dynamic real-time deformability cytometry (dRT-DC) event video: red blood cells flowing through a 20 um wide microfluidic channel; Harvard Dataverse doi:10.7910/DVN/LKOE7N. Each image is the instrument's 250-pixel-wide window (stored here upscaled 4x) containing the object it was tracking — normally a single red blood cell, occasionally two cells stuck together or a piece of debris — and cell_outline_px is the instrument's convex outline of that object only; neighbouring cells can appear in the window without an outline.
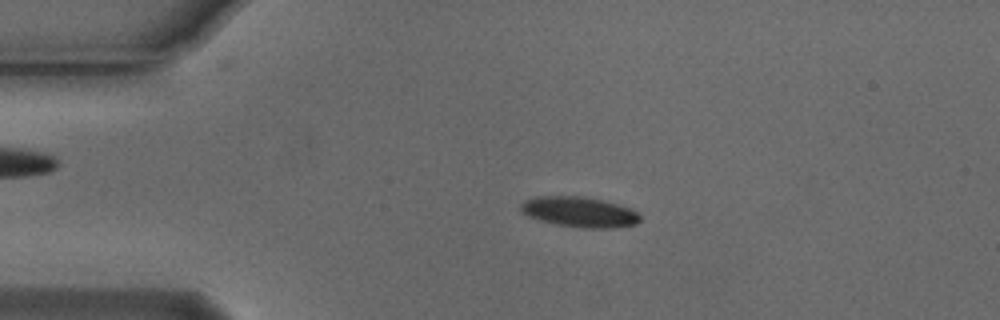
{"species": "Egyptian fruit bat (a non-hibernating species)", "species_latin": "Rousettus aegyptiacus", "temperature_condition": "cold", "stored_images_in_passage": 54, "camera_frame_rate_fps": 3000, "um_per_image_px": 0.085, "animal": {"sex": "male"}, "frame": {"image": 1, "passage_image": 11, "time_ms": 3.333, "image_size_px": [1000, 320], "cell_outline_px": [[640, 220], [636, 224], [612, 228], [580, 228], [556, 224], [540, 220], [528, 216], [520, 212], [520, 204], [524, 200], [536, 196], [580, 196], [604, 200], [632, 208], [640, 216]], "centroid_in_image_um": [49.23, 18.01], "position_along_channel_um": 35.8, "area_um2": 21.27}}
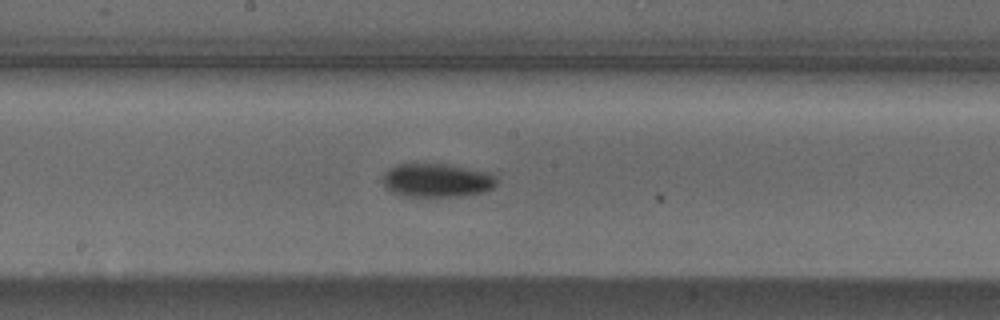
{"frame": {"image": 2, "passage_image": 28, "time_ms": 9.0, "image_size_px": [1000, 320], "cell_outline_px": [[496, 184], [492, 188], [484, 192], [456, 196], [404, 196], [392, 192], [384, 188], [380, 180], [384, 172], [388, 168], [396, 164], [416, 160], [444, 164], [492, 172], [496, 176]], "centroid_in_image_um": [37.04, 15.27], "position_along_channel_um": 211.2, "area_um2": 23.29}}
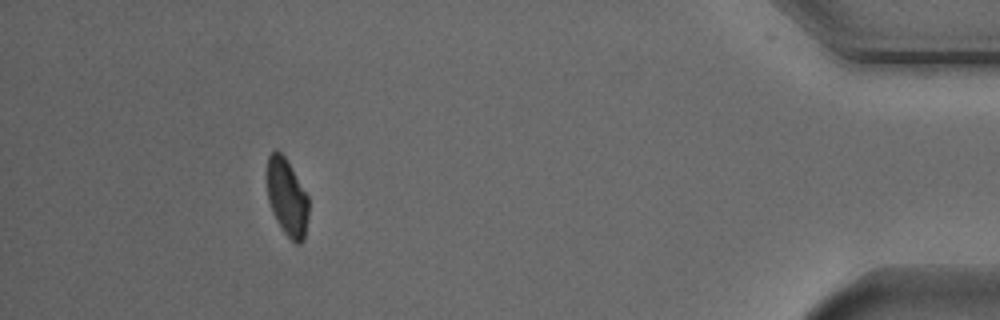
{"frame": {"image": 3, "passage_image": 49, "time_ms": 16.0, "image_size_px": [1000, 320], "cell_outline_px": [[308, 216], [304, 240], [300, 244], [296, 244], [284, 232], [276, 220], [272, 212], [268, 200], [268, 156], [276, 148], [284, 156], [308, 196]], "centroid_in_image_um": [24.4, 16.81], "position_along_channel_um": 410.8, "area_um2": 18.44}}